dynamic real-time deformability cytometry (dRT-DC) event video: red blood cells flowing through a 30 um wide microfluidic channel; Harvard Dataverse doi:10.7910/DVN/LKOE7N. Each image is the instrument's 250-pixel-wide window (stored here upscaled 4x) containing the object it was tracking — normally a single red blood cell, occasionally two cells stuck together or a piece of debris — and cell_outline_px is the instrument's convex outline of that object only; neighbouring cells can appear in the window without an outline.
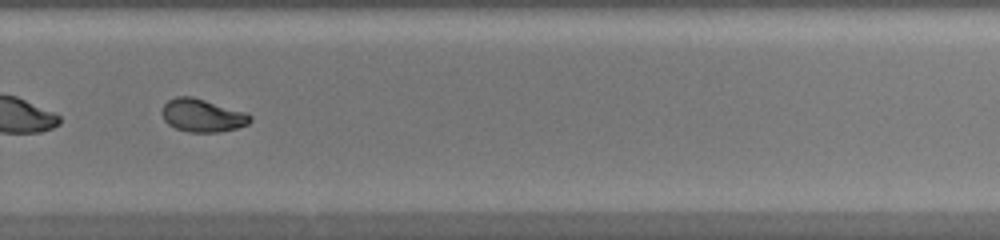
{"species": "common noctule bat (a hibernating species)", "species_latin": "Nyctalus noctula", "temperature_condition": "warm", "stored_images_in_passage": 45, "camera_frame_rate_fps": 3000, "um_per_image_px": 0.085, "animal": {"sex": "female", "body_mass_g": 20.0, "forearm_length_mm": 54.0}, "frame": {"image": 1, "passage_image": 32, "time_ms": 10.333, "image_size_px": [1000, 240], "cell_outline_px": [[252, 120], [248, 124], [236, 128], [220, 132], [188, 132], [176, 128], [168, 124], [164, 120], [160, 112], [164, 104], [168, 100], [176, 96], [192, 96], [244, 112], [252, 116]], "centroid_in_image_um": [17.17, 9.81], "position_along_channel_um": 312.6, "area_um2": 16.94}}